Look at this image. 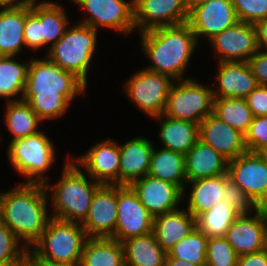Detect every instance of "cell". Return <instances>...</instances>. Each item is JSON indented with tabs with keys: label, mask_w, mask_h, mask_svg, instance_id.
I'll return each instance as SVG.
<instances>
[{
	"label": "cell",
	"mask_w": 267,
	"mask_h": 266,
	"mask_svg": "<svg viewBox=\"0 0 267 266\" xmlns=\"http://www.w3.org/2000/svg\"><path fill=\"white\" fill-rule=\"evenodd\" d=\"M225 238L238 256L256 253L267 248V226L260 208L241 214L228 229Z\"/></svg>",
	"instance_id": "ffe728a7"
},
{
	"label": "cell",
	"mask_w": 267,
	"mask_h": 266,
	"mask_svg": "<svg viewBox=\"0 0 267 266\" xmlns=\"http://www.w3.org/2000/svg\"><path fill=\"white\" fill-rule=\"evenodd\" d=\"M44 132L10 141L7 147V157L27 183L46 184L49 176H45L55 160V147Z\"/></svg>",
	"instance_id": "ba28073f"
},
{
	"label": "cell",
	"mask_w": 267,
	"mask_h": 266,
	"mask_svg": "<svg viewBox=\"0 0 267 266\" xmlns=\"http://www.w3.org/2000/svg\"><path fill=\"white\" fill-rule=\"evenodd\" d=\"M29 64L30 60L19 63L16 56H0L1 98H6L7 102L22 100ZM18 94L20 98H14Z\"/></svg>",
	"instance_id": "1f68e13d"
},
{
	"label": "cell",
	"mask_w": 267,
	"mask_h": 266,
	"mask_svg": "<svg viewBox=\"0 0 267 266\" xmlns=\"http://www.w3.org/2000/svg\"><path fill=\"white\" fill-rule=\"evenodd\" d=\"M127 80L123 87L125 95L138 110L151 118L164 113L170 89L175 82L172 78L143 68Z\"/></svg>",
	"instance_id": "30bf717a"
},
{
	"label": "cell",
	"mask_w": 267,
	"mask_h": 266,
	"mask_svg": "<svg viewBox=\"0 0 267 266\" xmlns=\"http://www.w3.org/2000/svg\"><path fill=\"white\" fill-rule=\"evenodd\" d=\"M97 30L77 22L47 52V57L63 70L72 72L86 85L91 60L97 46Z\"/></svg>",
	"instance_id": "8992f818"
},
{
	"label": "cell",
	"mask_w": 267,
	"mask_h": 266,
	"mask_svg": "<svg viewBox=\"0 0 267 266\" xmlns=\"http://www.w3.org/2000/svg\"><path fill=\"white\" fill-rule=\"evenodd\" d=\"M24 1L26 0H0V8L16 6Z\"/></svg>",
	"instance_id": "c3c4849f"
},
{
	"label": "cell",
	"mask_w": 267,
	"mask_h": 266,
	"mask_svg": "<svg viewBox=\"0 0 267 266\" xmlns=\"http://www.w3.org/2000/svg\"><path fill=\"white\" fill-rule=\"evenodd\" d=\"M248 63L258 85H267V51L258 50Z\"/></svg>",
	"instance_id": "7bdbcfd3"
},
{
	"label": "cell",
	"mask_w": 267,
	"mask_h": 266,
	"mask_svg": "<svg viewBox=\"0 0 267 266\" xmlns=\"http://www.w3.org/2000/svg\"><path fill=\"white\" fill-rule=\"evenodd\" d=\"M125 266H165L167 253L153 232L122 241Z\"/></svg>",
	"instance_id": "83f0119b"
},
{
	"label": "cell",
	"mask_w": 267,
	"mask_h": 266,
	"mask_svg": "<svg viewBox=\"0 0 267 266\" xmlns=\"http://www.w3.org/2000/svg\"><path fill=\"white\" fill-rule=\"evenodd\" d=\"M210 0H186L187 3V7L189 9V11L196 6L202 5L204 3H207Z\"/></svg>",
	"instance_id": "681fc988"
},
{
	"label": "cell",
	"mask_w": 267,
	"mask_h": 266,
	"mask_svg": "<svg viewBox=\"0 0 267 266\" xmlns=\"http://www.w3.org/2000/svg\"><path fill=\"white\" fill-rule=\"evenodd\" d=\"M38 0H26V22L24 42L28 50H39L46 45L52 47L66 32L70 25L66 9L62 5ZM51 44V45H50Z\"/></svg>",
	"instance_id": "52a82bcc"
},
{
	"label": "cell",
	"mask_w": 267,
	"mask_h": 266,
	"mask_svg": "<svg viewBox=\"0 0 267 266\" xmlns=\"http://www.w3.org/2000/svg\"><path fill=\"white\" fill-rule=\"evenodd\" d=\"M196 228V218L187 209H176L154 217L153 230L158 244L168 254L173 246Z\"/></svg>",
	"instance_id": "cb8c5ba5"
},
{
	"label": "cell",
	"mask_w": 267,
	"mask_h": 266,
	"mask_svg": "<svg viewBox=\"0 0 267 266\" xmlns=\"http://www.w3.org/2000/svg\"><path fill=\"white\" fill-rule=\"evenodd\" d=\"M117 220V185L102 184L94 193L88 214L81 223L87 237L110 238Z\"/></svg>",
	"instance_id": "d6986e66"
},
{
	"label": "cell",
	"mask_w": 267,
	"mask_h": 266,
	"mask_svg": "<svg viewBox=\"0 0 267 266\" xmlns=\"http://www.w3.org/2000/svg\"><path fill=\"white\" fill-rule=\"evenodd\" d=\"M238 21L232 0H210L193 7L189 11L187 23L192 28L199 43L202 36V38H207L210 41Z\"/></svg>",
	"instance_id": "9a60e30c"
},
{
	"label": "cell",
	"mask_w": 267,
	"mask_h": 266,
	"mask_svg": "<svg viewBox=\"0 0 267 266\" xmlns=\"http://www.w3.org/2000/svg\"><path fill=\"white\" fill-rule=\"evenodd\" d=\"M213 114L243 135L254 118L244 98H214Z\"/></svg>",
	"instance_id": "e575fe53"
},
{
	"label": "cell",
	"mask_w": 267,
	"mask_h": 266,
	"mask_svg": "<svg viewBox=\"0 0 267 266\" xmlns=\"http://www.w3.org/2000/svg\"><path fill=\"white\" fill-rule=\"evenodd\" d=\"M0 220V264L17 266L29 257V250Z\"/></svg>",
	"instance_id": "8d00e7d4"
},
{
	"label": "cell",
	"mask_w": 267,
	"mask_h": 266,
	"mask_svg": "<svg viewBox=\"0 0 267 266\" xmlns=\"http://www.w3.org/2000/svg\"><path fill=\"white\" fill-rule=\"evenodd\" d=\"M258 153L263 157V159L267 163V146L261 149Z\"/></svg>",
	"instance_id": "816d5d0a"
},
{
	"label": "cell",
	"mask_w": 267,
	"mask_h": 266,
	"mask_svg": "<svg viewBox=\"0 0 267 266\" xmlns=\"http://www.w3.org/2000/svg\"><path fill=\"white\" fill-rule=\"evenodd\" d=\"M4 121L13 135L11 141L34 135L39 132L41 120L30 105L23 101L6 102Z\"/></svg>",
	"instance_id": "d6a6232c"
},
{
	"label": "cell",
	"mask_w": 267,
	"mask_h": 266,
	"mask_svg": "<svg viewBox=\"0 0 267 266\" xmlns=\"http://www.w3.org/2000/svg\"><path fill=\"white\" fill-rule=\"evenodd\" d=\"M74 162L100 184L119 185L120 147L117 141L97 142Z\"/></svg>",
	"instance_id": "e0dca14e"
},
{
	"label": "cell",
	"mask_w": 267,
	"mask_h": 266,
	"mask_svg": "<svg viewBox=\"0 0 267 266\" xmlns=\"http://www.w3.org/2000/svg\"><path fill=\"white\" fill-rule=\"evenodd\" d=\"M208 237L195 228L192 233L177 242L166 258L190 262L197 266H206Z\"/></svg>",
	"instance_id": "d590c367"
},
{
	"label": "cell",
	"mask_w": 267,
	"mask_h": 266,
	"mask_svg": "<svg viewBox=\"0 0 267 266\" xmlns=\"http://www.w3.org/2000/svg\"><path fill=\"white\" fill-rule=\"evenodd\" d=\"M237 266H267V248L256 253L238 256Z\"/></svg>",
	"instance_id": "ee69618b"
},
{
	"label": "cell",
	"mask_w": 267,
	"mask_h": 266,
	"mask_svg": "<svg viewBox=\"0 0 267 266\" xmlns=\"http://www.w3.org/2000/svg\"><path fill=\"white\" fill-rule=\"evenodd\" d=\"M67 157L59 181L55 182L54 185L45 184L46 190L52 192L50 206H52L54 214L51 217L82 223L88 214L95 191L102 184L89 175L86 177L73 158L70 160V156Z\"/></svg>",
	"instance_id": "277c9868"
},
{
	"label": "cell",
	"mask_w": 267,
	"mask_h": 266,
	"mask_svg": "<svg viewBox=\"0 0 267 266\" xmlns=\"http://www.w3.org/2000/svg\"><path fill=\"white\" fill-rule=\"evenodd\" d=\"M86 89L87 85L75 74L63 70L45 55L30 60L22 100L42 122L50 121L65 115L71 101Z\"/></svg>",
	"instance_id": "6da1fadb"
},
{
	"label": "cell",
	"mask_w": 267,
	"mask_h": 266,
	"mask_svg": "<svg viewBox=\"0 0 267 266\" xmlns=\"http://www.w3.org/2000/svg\"><path fill=\"white\" fill-rule=\"evenodd\" d=\"M240 215V212L222 200L196 218V228L208 238L225 237Z\"/></svg>",
	"instance_id": "836d02e7"
},
{
	"label": "cell",
	"mask_w": 267,
	"mask_h": 266,
	"mask_svg": "<svg viewBox=\"0 0 267 266\" xmlns=\"http://www.w3.org/2000/svg\"><path fill=\"white\" fill-rule=\"evenodd\" d=\"M119 147V185H131L148 174L154 145L146 137L137 136Z\"/></svg>",
	"instance_id": "603a6c76"
},
{
	"label": "cell",
	"mask_w": 267,
	"mask_h": 266,
	"mask_svg": "<svg viewBox=\"0 0 267 266\" xmlns=\"http://www.w3.org/2000/svg\"><path fill=\"white\" fill-rule=\"evenodd\" d=\"M222 195L223 200L241 214H251L259 208L253 200L230 179L228 174H224V191Z\"/></svg>",
	"instance_id": "f35d334b"
},
{
	"label": "cell",
	"mask_w": 267,
	"mask_h": 266,
	"mask_svg": "<svg viewBox=\"0 0 267 266\" xmlns=\"http://www.w3.org/2000/svg\"><path fill=\"white\" fill-rule=\"evenodd\" d=\"M238 255L225 237L209 238L206 266H237Z\"/></svg>",
	"instance_id": "74e56055"
},
{
	"label": "cell",
	"mask_w": 267,
	"mask_h": 266,
	"mask_svg": "<svg viewBox=\"0 0 267 266\" xmlns=\"http://www.w3.org/2000/svg\"><path fill=\"white\" fill-rule=\"evenodd\" d=\"M218 55V62L248 60L259 50L255 25L238 21L209 41Z\"/></svg>",
	"instance_id": "2e32d148"
},
{
	"label": "cell",
	"mask_w": 267,
	"mask_h": 266,
	"mask_svg": "<svg viewBox=\"0 0 267 266\" xmlns=\"http://www.w3.org/2000/svg\"><path fill=\"white\" fill-rule=\"evenodd\" d=\"M199 140L212 146L228 161L247 151L244 135L213 113L207 115L199 124Z\"/></svg>",
	"instance_id": "44dd1931"
},
{
	"label": "cell",
	"mask_w": 267,
	"mask_h": 266,
	"mask_svg": "<svg viewBox=\"0 0 267 266\" xmlns=\"http://www.w3.org/2000/svg\"><path fill=\"white\" fill-rule=\"evenodd\" d=\"M191 187L187 210L197 218L223 200L224 174L216 177L188 181Z\"/></svg>",
	"instance_id": "4dcf8cb0"
},
{
	"label": "cell",
	"mask_w": 267,
	"mask_h": 266,
	"mask_svg": "<svg viewBox=\"0 0 267 266\" xmlns=\"http://www.w3.org/2000/svg\"><path fill=\"white\" fill-rule=\"evenodd\" d=\"M153 220L130 185H117V220L115 233L110 238L122 242L148 234L153 230Z\"/></svg>",
	"instance_id": "7c38bea8"
},
{
	"label": "cell",
	"mask_w": 267,
	"mask_h": 266,
	"mask_svg": "<svg viewBox=\"0 0 267 266\" xmlns=\"http://www.w3.org/2000/svg\"><path fill=\"white\" fill-rule=\"evenodd\" d=\"M213 106V88L205 87L194 78H189L174 82L163 114L200 124L207 115L213 113Z\"/></svg>",
	"instance_id": "9c48e42d"
},
{
	"label": "cell",
	"mask_w": 267,
	"mask_h": 266,
	"mask_svg": "<svg viewBox=\"0 0 267 266\" xmlns=\"http://www.w3.org/2000/svg\"><path fill=\"white\" fill-rule=\"evenodd\" d=\"M141 47L151 65L145 69L169 76L174 81L184 77L198 41L188 23L157 27L141 32ZM184 77V78H183Z\"/></svg>",
	"instance_id": "3957f363"
},
{
	"label": "cell",
	"mask_w": 267,
	"mask_h": 266,
	"mask_svg": "<svg viewBox=\"0 0 267 266\" xmlns=\"http://www.w3.org/2000/svg\"><path fill=\"white\" fill-rule=\"evenodd\" d=\"M160 121L159 139L164 149L185 155L199 140V124L167 117H154Z\"/></svg>",
	"instance_id": "4316f807"
},
{
	"label": "cell",
	"mask_w": 267,
	"mask_h": 266,
	"mask_svg": "<svg viewBox=\"0 0 267 266\" xmlns=\"http://www.w3.org/2000/svg\"><path fill=\"white\" fill-rule=\"evenodd\" d=\"M227 173L258 207L267 202V163L258 152L229 160Z\"/></svg>",
	"instance_id": "4fadbf2b"
},
{
	"label": "cell",
	"mask_w": 267,
	"mask_h": 266,
	"mask_svg": "<svg viewBox=\"0 0 267 266\" xmlns=\"http://www.w3.org/2000/svg\"><path fill=\"white\" fill-rule=\"evenodd\" d=\"M26 1L0 8V56H17L25 46ZM23 47V48H22Z\"/></svg>",
	"instance_id": "484cf974"
},
{
	"label": "cell",
	"mask_w": 267,
	"mask_h": 266,
	"mask_svg": "<svg viewBox=\"0 0 267 266\" xmlns=\"http://www.w3.org/2000/svg\"><path fill=\"white\" fill-rule=\"evenodd\" d=\"M259 208L262 210V212H263V214L265 216L266 226H267V204H262Z\"/></svg>",
	"instance_id": "f5cc1de1"
},
{
	"label": "cell",
	"mask_w": 267,
	"mask_h": 266,
	"mask_svg": "<svg viewBox=\"0 0 267 266\" xmlns=\"http://www.w3.org/2000/svg\"><path fill=\"white\" fill-rule=\"evenodd\" d=\"M87 235L81 223L51 218L40 238L30 247L34 263H70L81 261Z\"/></svg>",
	"instance_id": "5b68a950"
},
{
	"label": "cell",
	"mask_w": 267,
	"mask_h": 266,
	"mask_svg": "<svg viewBox=\"0 0 267 266\" xmlns=\"http://www.w3.org/2000/svg\"><path fill=\"white\" fill-rule=\"evenodd\" d=\"M48 195L45 184L27 182L11 191L0 192V220L28 250L52 218L47 209Z\"/></svg>",
	"instance_id": "7a4b0ae2"
},
{
	"label": "cell",
	"mask_w": 267,
	"mask_h": 266,
	"mask_svg": "<svg viewBox=\"0 0 267 266\" xmlns=\"http://www.w3.org/2000/svg\"><path fill=\"white\" fill-rule=\"evenodd\" d=\"M40 266H82L81 261H74L70 263H36Z\"/></svg>",
	"instance_id": "7dc6e473"
},
{
	"label": "cell",
	"mask_w": 267,
	"mask_h": 266,
	"mask_svg": "<svg viewBox=\"0 0 267 266\" xmlns=\"http://www.w3.org/2000/svg\"><path fill=\"white\" fill-rule=\"evenodd\" d=\"M73 2L84 10L85 19L80 21L81 24L95 30L99 27L114 29L125 35L135 30L133 0H72Z\"/></svg>",
	"instance_id": "8fae6325"
},
{
	"label": "cell",
	"mask_w": 267,
	"mask_h": 266,
	"mask_svg": "<svg viewBox=\"0 0 267 266\" xmlns=\"http://www.w3.org/2000/svg\"><path fill=\"white\" fill-rule=\"evenodd\" d=\"M218 73L213 88L214 98H245L257 86V80L248 62H217Z\"/></svg>",
	"instance_id": "7402d4cb"
},
{
	"label": "cell",
	"mask_w": 267,
	"mask_h": 266,
	"mask_svg": "<svg viewBox=\"0 0 267 266\" xmlns=\"http://www.w3.org/2000/svg\"><path fill=\"white\" fill-rule=\"evenodd\" d=\"M247 151L259 152L267 146V116H255L244 135Z\"/></svg>",
	"instance_id": "60d3db41"
},
{
	"label": "cell",
	"mask_w": 267,
	"mask_h": 266,
	"mask_svg": "<svg viewBox=\"0 0 267 266\" xmlns=\"http://www.w3.org/2000/svg\"><path fill=\"white\" fill-rule=\"evenodd\" d=\"M239 21L255 24L267 19V0H232Z\"/></svg>",
	"instance_id": "ab89813d"
},
{
	"label": "cell",
	"mask_w": 267,
	"mask_h": 266,
	"mask_svg": "<svg viewBox=\"0 0 267 266\" xmlns=\"http://www.w3.org/2000/svg\"><path fill=\"white\" fill-rule=\"evenodd\" d=\"M227 169L228 160L201 140H198L185 154L187 182L228 174Z\"/></svg>",
	"instance_id": "d4e9b609"
},
{
	"label": "cell",
	"mask_w": 267,
	"mask_h": 266,
	"mask_svg": "<svg viewBox=\"0 0 267 266\" xmlns=\"http://www.w3.org/2000/svg\"><path fill=\"white\" fill-rule=\"evenodd\" d=\"M255 116H267V85H258L245 98Z\"/></svg>",
	"instance_id": "b9f144b4"
},
{
	"label": "cell",
	"mask_w": 267,
	"mask_h": 266,
	"mask_svg": "<svg viewBox=\"0 0 267 266\" xmlns=\"http://www.w3.org/2000/svg\"><path fill=\"white\" fill-rule=\"evenodd\" d=\"M148 175L178 185L186 192L185 155L168 149H154Z\"/></svg>",
	"instance_id": "f546056e"
},
{
	"label": "cell",
	"mask_w": 267,
	"mask_h": 266,
	"mask_svg": "<svg viewBox=\"0 0 267 266\" xmlns=\"http://www.w3.org/2000/svg\"><path fill=\"white\" fill-rule=\"evenodd\" d=\"M165 266H197V265L180 259L166 258Z\"/></svg>",
	"instance_id": "bcb514c9"
},
{
	"label": "cell",
	"mask_w": 267,
	"mask_h": 266,
	"mask_svg": "<svg viewBox=\"0 0 267 266\" xmlns=\"http://www.w3.org/2000/svg\"><path fill=\"white\" fill-rule=\"evenodd\" d=\"M141 204L153 217L178 209L185 193L175 184L145 175L131 185Z\"/></svg>",
	"instance_id": "ac0fdd59"
},
{
	"label": "cell",
	"mask_w": 267,
	"mask_h": 266,
	"mask_svg": "<svg viewBox=\"0 0 267 266\" xmlns=\"http://www.w3.org/2000/svg\"><path fill=\"white\" fill-rule=\"evenodd\" d=\"M134 25L139 32L187 23L186 0H133Z\"/></svg>",
	"instance_id": "5bb4252c"
},
{
	"label": "cell",
	"mask_w": 267,
	"mask_h": 266,
	"mask_svg": "<svg viewBox=\"0 0 267 266\" xmlns=\"http://www.w3.org/2000/svg\"><path fill=\"white\" fill-rule=\"evenodd\" d=\"M257 44L259 50L267 51V19H262L255 24Z\"/></svg>",
	"instance_id": "f6af8a7d"
},
{
	"label": "cell",
	"mask_w": 267,
	"mask_h": 266,
	"mask_svg": "<svg viewBox=\"0 0 267 266\" xmlns=\"http://www.w3.org/2000/svg\"><path fill=\"white\" fill-rule=\"evenodd\" d=\"M82 266H125L122 242L113 238L88 237L82 249Z\"/></svg>",
	"instance_id": "f1b7e54d"
},
{
	"label": "cell",
	"mask_w": 267,
	"mask_h": 266,
	"mask_svg": "<svg viewBox=\"0 0 267 266\" xmlns=\"http://www.w3.org/2000/svg\"><path fill=\"white\" fill-rule=\"evenodd\" d=\"M17 266H40L36 263H34L29 257L21 264L17 265Z\"/></svg>",
	"instance_id": "f907efd6"
}]
</instances>
